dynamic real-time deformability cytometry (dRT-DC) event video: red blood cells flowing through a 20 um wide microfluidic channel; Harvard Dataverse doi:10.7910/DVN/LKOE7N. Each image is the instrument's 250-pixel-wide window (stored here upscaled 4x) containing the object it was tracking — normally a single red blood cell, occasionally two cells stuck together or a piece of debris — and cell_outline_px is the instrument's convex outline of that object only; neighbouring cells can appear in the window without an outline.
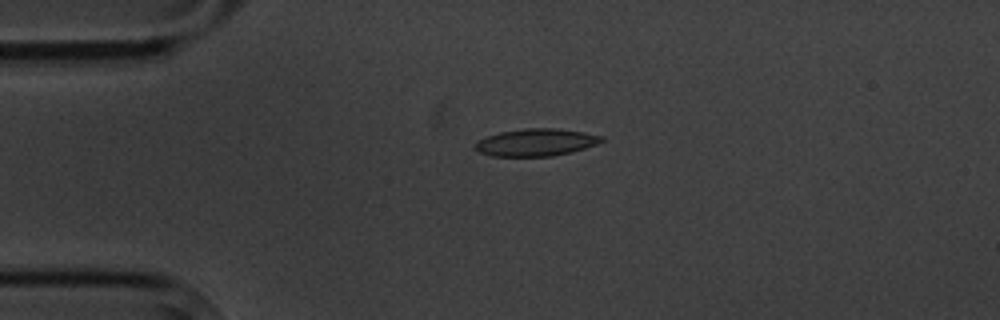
{"species": "common noctule bat (a hibernating species)", "species_latin": "Nyctalus noctula", "temperature_condition": "cold", "stored_images_in_passage": 2, "camera_frame_rate_fps": 3000, "um_per_image_px": 0.085, "animal": {"sex": "male", "body_mass_g": 20.1, "forearm_length_mm": 53.5}, "frame": {"image": 1, "passage_image": 1, "time_ms": 0.0, "image_size_px": [1000, 320], "cell_outline_px": [[604, 140], [596, 144], [572, 152], [552, 156], [492, 156], [480, 152], [472, 148], [472, 144], [476, 140], [500, 132], [524, 128], [560, 128], [584, 132], [604, 136]], "centroid_in_image_um": [45.53, 12.09], "position_along_channel_um": 39.5, "area_um2": 20.35}}